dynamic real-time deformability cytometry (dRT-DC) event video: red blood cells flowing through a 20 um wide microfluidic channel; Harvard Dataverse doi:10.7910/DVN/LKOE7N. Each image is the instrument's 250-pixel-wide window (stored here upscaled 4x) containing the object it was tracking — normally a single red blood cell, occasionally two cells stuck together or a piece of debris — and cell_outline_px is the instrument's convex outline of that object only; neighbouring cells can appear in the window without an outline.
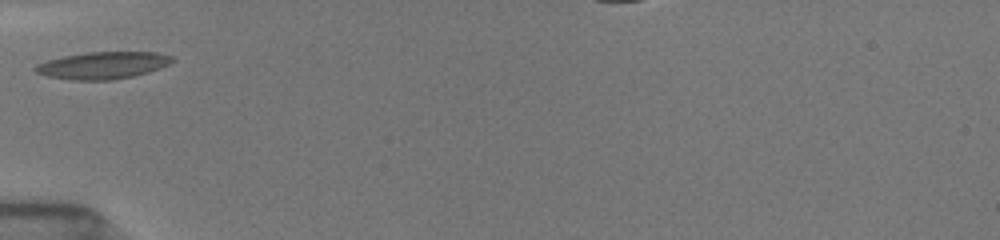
{"species": "common noctule bat (a hibernating species)", "species_latin": "Nyctalus noctula", "temperature_condition": "room temperature", "stored_images_in_passage": 6, "camera_frame_rate_fps": 3000, "um_per_image_px": 0.085, "animal": {"sex": "female", "body_mass_g": 19.5, "forearm_length_mm": 54.1}, "frame": {"image": 1, "passage_image": 1, "time_ms": 0.0, "image_size_px": [1000, 240], "cell_outline_px": [[176, 60], [160, 68], [148, 72], [132, 76], [112, 80], [72, 80], [48, 76], [36, 72], [32, 68], [36, 64], [48, 60], [64, 56], [88, 52], [156, 52], [172, 56]], "centroid_in_image_um": [8.74, 5.55], "position_along_channel_um": 76.3, "area_um2": 21.56}}